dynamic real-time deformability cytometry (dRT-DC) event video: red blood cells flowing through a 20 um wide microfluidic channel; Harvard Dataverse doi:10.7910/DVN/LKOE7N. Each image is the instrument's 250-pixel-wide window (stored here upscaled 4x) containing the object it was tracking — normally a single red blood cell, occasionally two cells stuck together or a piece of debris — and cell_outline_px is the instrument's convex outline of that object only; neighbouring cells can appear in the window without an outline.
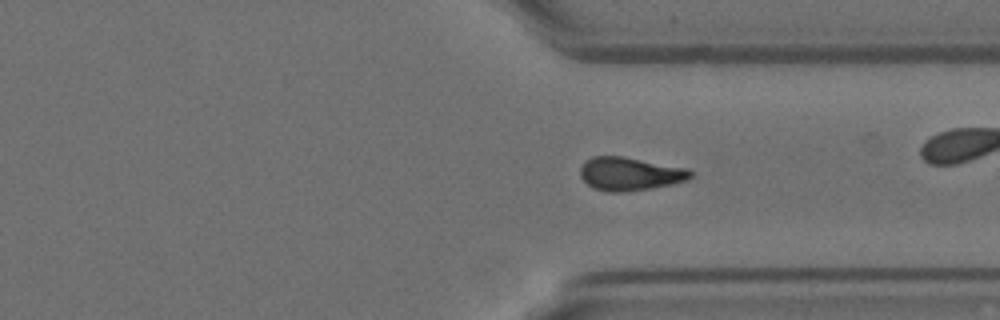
{"species": "Egyptian fruit bat (a non-hibernating species)", "species_latin": "Rousettus aegyptiacus", "temperature_condition": "room temperature", "stored_images_in_passage": 52, "camera_frame_rate_fps": 3000, "um_per_image_px": 0.085, "animal": {"sex": "female"}, "frame": {"image": 1, "passage_image": 37, "time_ms": 12.0, "image_size_px": [1000, 320], "cell_outline_px": [[692, 176], [688, 180], [672, 184], [648, 188], [620, 192], [608, 192], [596, 188], [588, 184], [580, 176], [580, 168], [584, 160], [592, 156], [624, 156], [688, 168], [692, 172]], "centroid_in_image_um": [53.54, 14.75], "position_along_channel_um": 357.9, "area_um2": 21.39}, "authors_computed_cell_mechanics": {"area_um2": 20.9525, "velocity_mm_per_s": 3.6113, "shape_relaxation_time_tau1_ms": null, "shape_relaxation_time_tau2_ms": 2.3729, "deformation_change_tau1": null, "deformation_change_tau2": 0.0904}}